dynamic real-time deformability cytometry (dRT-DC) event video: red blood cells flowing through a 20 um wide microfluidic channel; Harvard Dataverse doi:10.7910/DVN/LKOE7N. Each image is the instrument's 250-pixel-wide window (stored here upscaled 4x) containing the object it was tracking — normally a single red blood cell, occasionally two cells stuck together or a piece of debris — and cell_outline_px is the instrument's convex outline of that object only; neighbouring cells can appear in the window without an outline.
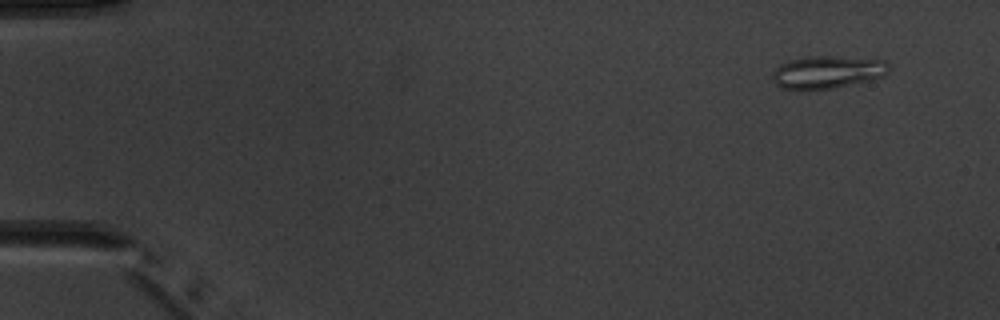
{"species": "common noctule bat (a hibernating species)", "species_latin": "Nyctalus noctula", "temperature_condition": "warm", "stored_images_in_passage": 5, "camera_frame_rate_fps": 3000, "um_per_image_px": 0.085, "animal": {"sex": "male", "body_mass_g": 20.1, "forearm_length_mm": 53.5}, "frame": {"image": 1, "passage_image": 1, "time_ms": 0.0, "image_size_px": [1000, 320], "cell_outline_px": [[892, 68], [884, 76], [868, 80], [832, 88], [780, 88], [772, 80], [772, 72], [780, 64], [788, 60], [808, 56], [836, 56], [884, 60]], "centroid_in_image_um": [70.33, 6.1], "position_along_channel_um": 14.7, "area_um2": 21.91}}
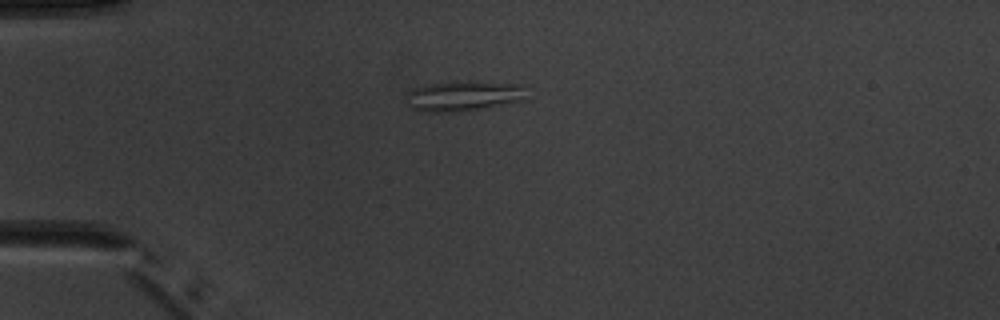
{"frame": {"image": 2, "passage_image": 4, "time_ms": 3.333, "image_size_px": [1000, 320], "cell_outline_px": [[524, 100], [484, 108], [460, 112], [428, 112], [412, 108], [404, 100], [404, 92], [408, 88], [424, 84], [456, 80], [476, 80], [524, 84]], "centroid_in_image_um": [39.31, 8.11], "position_along_channel_um": 45.7, "area_um2": 22.25}}